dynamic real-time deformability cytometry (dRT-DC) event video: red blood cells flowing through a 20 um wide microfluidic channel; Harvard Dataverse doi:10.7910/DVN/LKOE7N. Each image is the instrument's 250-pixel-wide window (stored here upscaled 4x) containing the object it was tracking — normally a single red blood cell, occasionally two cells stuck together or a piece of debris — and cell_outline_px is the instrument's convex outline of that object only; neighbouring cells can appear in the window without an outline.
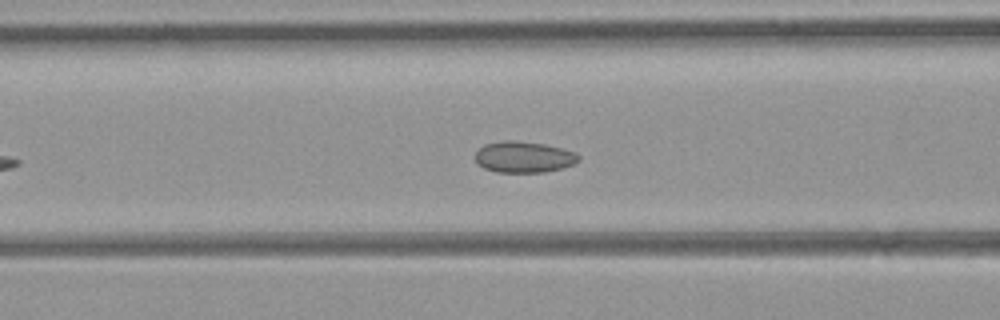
{"species": "common noctule bat (a hibernating species)", "species_latin": "Nyctalus noctula", "temperature_condition": "room temperature", "stored_images_in_passage": 30, "camera_frame_rate_fps": 3000, "um_per_image_px": 0.085, "animal": {"sex": "female", "body_mass_g": 21.9}, "frame": {"image": 1, "passage_image": 10, "time_ms": 3.0, "image_size_px": [1000, 320], "cell_outline_px": [[580, 160], [572, 164], [560, 168], [544, 172], [496, 172], [484, 168], [476, 164], [476, 152], [484, 144], [504, 140], [516, 140], [544, 144], [576, 152], [580, 156]], "centroid_in_image_um": [44.5, 13.34], "position_along_channel_um": 122.1, "area_um2": 18.79}}
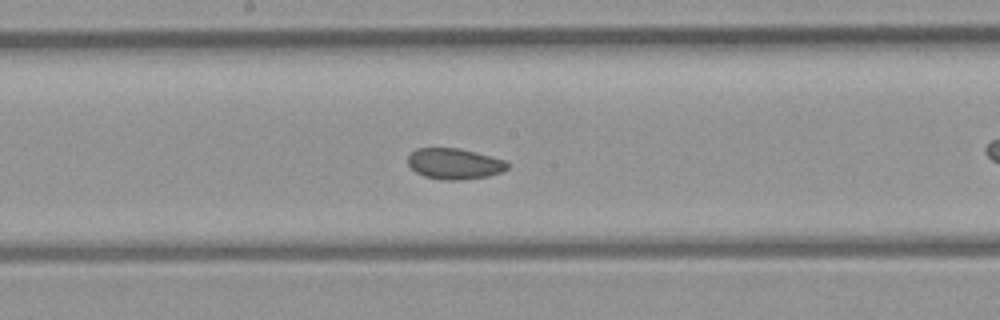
{"frame": {"image": 2, "passage_image": 16, "time_ms": 5.0, "image_size_px": [1000, 320], "cell_outline_px": [[508, 168], [500, 172], [488, 176], [460, 180], [444, 180], [424, 176], [416, 172], [408, 164], [408, 156], [416, 148], [456, 148], [476, 152], [504, 160], [508, 164]], "centroid_in_image_um": [38.6, 13.92], "position_along_channel_um": 209.6, "area_um2": 17.74}}
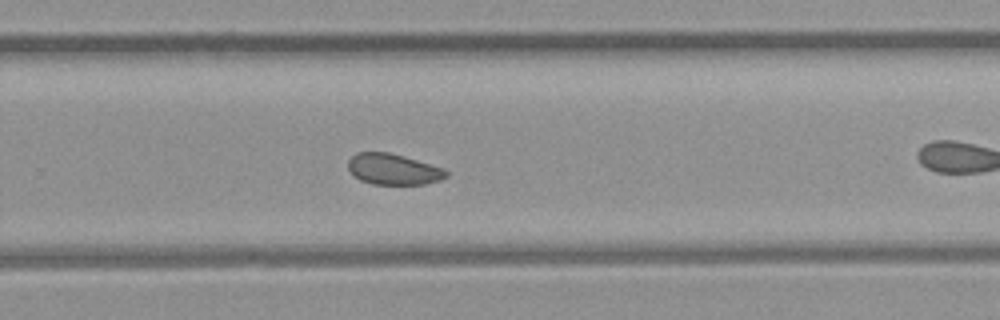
{"frame": {"image": 3, "passage_image": 22, "time_ms": 7.0, "image_size_px": [1000, 320], "cell_outline_px": [[448, 176], [440, 180], [424, 184], [372, 184], [360, 180], [348, 168], [348, 160], [356, 152], [388, 152], [444, 168], [448, 172]], "centroid_in_image_um": [33.43, 14.39], "position_along_channel_um": 296.4, "area_um2": 17.51}, "authors_computed_cell_mechanics": {"area_um2": 18.6694, "velocity_mm_per_s": 4.3662, "shape_relaxation_time_tau1_ms": null, "shape_relaxation_time_tau2_ms": 2.2457, "deformation_change_tau1": null, "deformation_change_tau2": 0.0646}}